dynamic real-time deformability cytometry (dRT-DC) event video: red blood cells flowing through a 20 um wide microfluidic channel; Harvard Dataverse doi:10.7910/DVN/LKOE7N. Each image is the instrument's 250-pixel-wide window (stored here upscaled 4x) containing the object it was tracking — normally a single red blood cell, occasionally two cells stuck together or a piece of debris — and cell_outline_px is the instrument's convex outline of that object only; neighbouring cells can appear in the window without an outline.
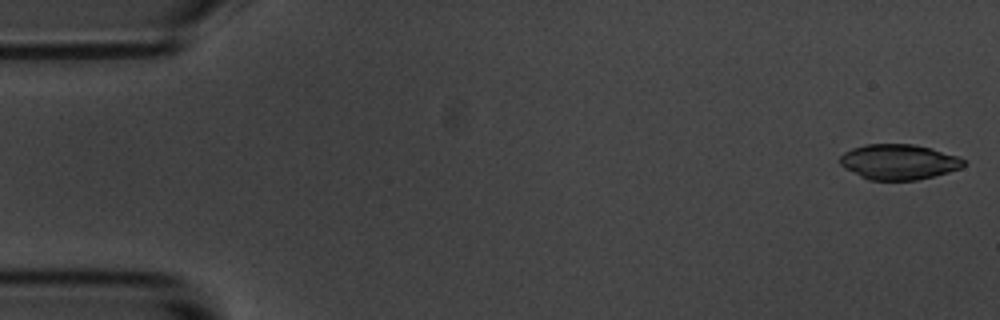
{"species": "common noctule bat (a hibernating species)", "species_latin": "Nyctalus noctula", "temperature_condition": "room temperature", "stored_images_in_passage": 15, "camera_frame_rate_fps": 3000, "um_per_image_px": 0.085, "animal": {"sex": "male", "body_mass_g": 20.1, "forearm_length_mm": 53.5}, "frame": {"image": 1, "passage_image": 1, "time_ms": 0.0, "image_size_px": [1000, 320], "cell_outline_px": [[968, 164], [960, 168], [948, 172], [916, 180], [868, 180], [844, 168], [840, 164], [840, 156], [844, 152], [852, 148], [864, 144], [916, 144], [932, 148], [960, 156]], "centroid_in_image_um": [76.41, 13.75], "position_along_channel_um": 8.6, "area_um2": 25.66}}
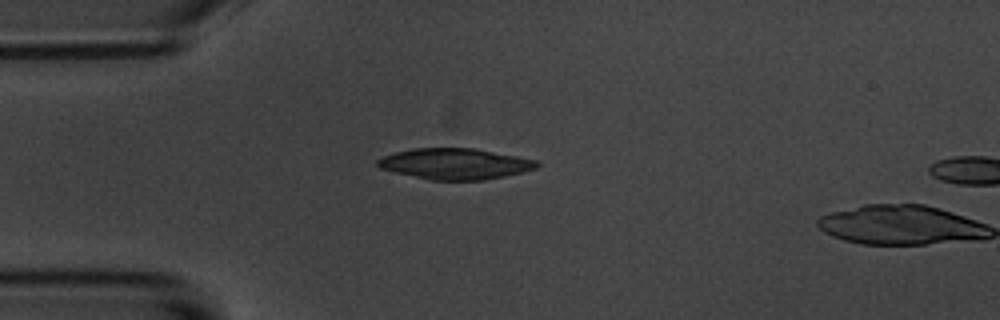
{"frame": {"image": 2, "passage_image": 14, "time_ms": 4.333, "image_size_px": [1000, 320], "cell_outline_px": [[540, 164], [536, 168], [504, 176], [484, 180], [432, 180], [396, 172], [380, 168], [376, 164], [376, 160], [384, 156], [396, 152], [412, 148], [472, 148], [516, 156], [536, 160]], "centroid_in_image_um": [38.66, 13.92], "position_along_channel_um": 46.3, "area_um2": 28.32}}